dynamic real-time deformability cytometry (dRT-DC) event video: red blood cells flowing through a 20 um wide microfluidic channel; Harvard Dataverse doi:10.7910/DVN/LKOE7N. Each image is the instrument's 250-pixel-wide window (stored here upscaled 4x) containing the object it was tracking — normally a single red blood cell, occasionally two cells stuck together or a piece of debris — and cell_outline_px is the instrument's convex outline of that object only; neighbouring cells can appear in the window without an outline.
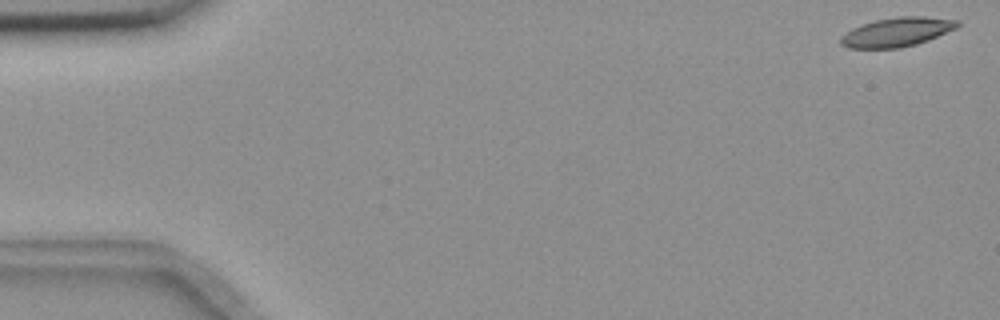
{"species": "common noctule bat (a hibernating species)", "species_latin": "Nyctalus noctula", "temperature_condition": "room temperature", "stored_images_in_passage": 55, "camera_frame_rate_fps": 3000, "um_per_image_px": 0.085, "animal": {"sex": "female", "body_mass_g": 18.4}, "frame": {"image": 1, "passage_image": 1, "time_ms": 0.0, "image_size_px": [1000, 320], "cell_outline_px": [[960, 24], [956, 28], [928, 40], [916, 44], [900, 48], [848, 48], [840, 44], [840, 36], [852, 28], [876, 20], [896, 16], [924, 16], [960, 20]], "centroid_in_image_um": [76.24, 2.72], "position_along_channel_um": 8.8, "area_um2": 19.83}}
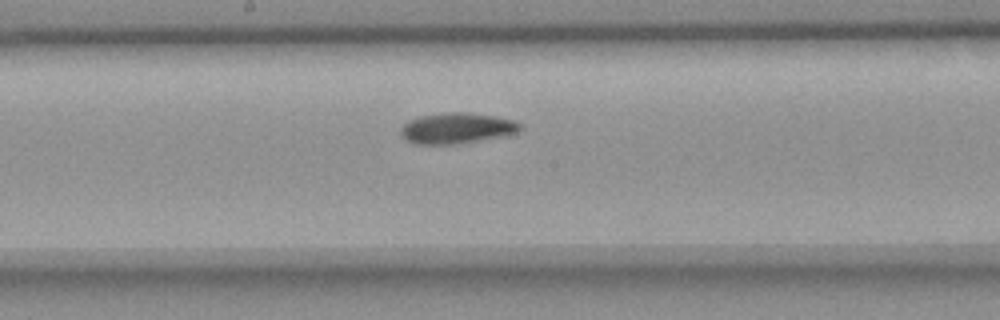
{"frame": {"image": 2, "passage_image": 29, "time_ms": 9.333, "image_size_px": [1000, 320], "cell_outline_px": [[524, 128], [516, 132], [500, 136], [452, 144], [416, 144], [408, 140], [400, 132], [400, 128], [408, 120], [420, 116], [444, 112], [464, 112], [496, 116], [512, 120], [524, 124]], "centroid_in_image_um": [38.83, 10.87], "position_along_channel_um": 209.4, "area_um2": 21.15}}
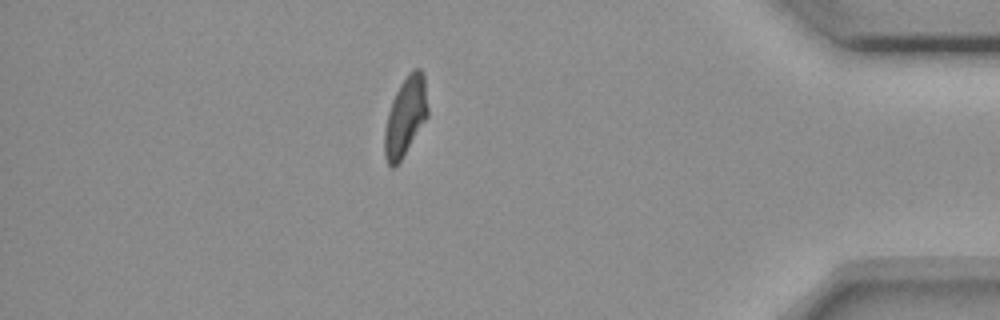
{"frame": {"image": 3, "passage_image": 48, "time_ms": 15.667, "image_size_px": [1000, 320], "cell_outline_px": [[428, 116], [400, 160], [392, 168], [388, 164], [384, 156], [384, 128], [388, 112], [392, 100], [400, 84], [408, 72], [412, 68], [420, 68], [424, 72], [428, 108]], "centroid_in_image_um": [34.46, 9.84], "position_along_channel_um": 400.7, "area_um2": 19.88}, "authors_computed_cell_mechanics": {"area_um2": 20.3456, "velocity_mm_per_s": 3.6496, "shape_relaxation_time_tau1_ms": 8.8164, "shape_relaxation_time_tau2_ms": 3.9879, "deformation_change_tau1": 0.2104, "deformation_change_tau2": 0.1038}}